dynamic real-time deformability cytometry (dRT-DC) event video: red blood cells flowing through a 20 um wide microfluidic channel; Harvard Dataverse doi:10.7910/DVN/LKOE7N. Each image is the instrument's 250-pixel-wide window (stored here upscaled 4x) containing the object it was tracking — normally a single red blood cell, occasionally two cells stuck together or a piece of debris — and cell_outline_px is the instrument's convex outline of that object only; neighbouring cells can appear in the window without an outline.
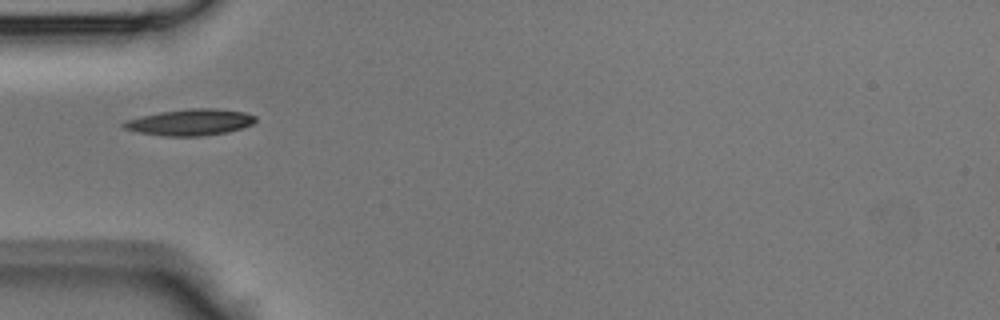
{"species": "Egyptian fruit bat (a non-hibernating species)", "species_latin": "Rousettus aegyptiacus", "temperature_condition": "room temperature", "stored_images_in_passage": 31, "camera_frame_rate_fps": 3000, "um_per_image_px": 0.085, "animal": {"sex": "male"}, "frame": {"image": 1, "passage_image": 1, "time_ms": 0.0, "image_size_px": [1000, 320], "cell_outline_px": [[256, 120], [252, 124], [228, 132], [204, 136], [164, 136], [136, 132], [124, 128], [120, 124], [124, 120], [140, 116], [160, 112], [192, 108], [212, 108], [244, 112], [256, 116]], "centroid_in_image_um": [16.12, 10.4], "position_along_channel_um": 68.9, "area_um2": 20.29}}
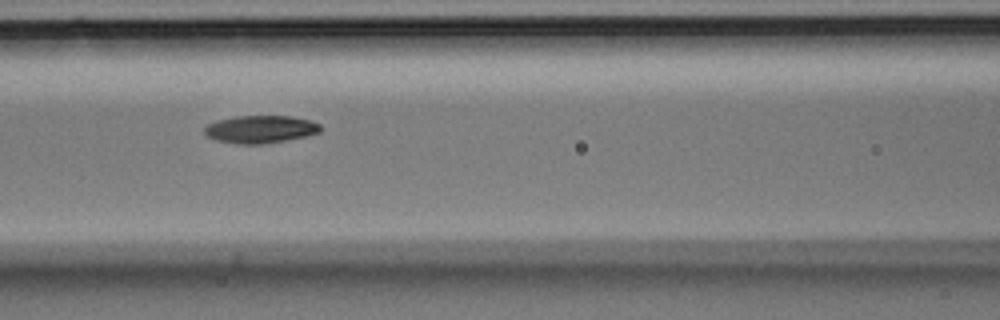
{"frame": {"image": 2, "passage_image": 6, "time_ms": 1.667, "image_size_px": [1000, 320], "cell_outline_px": [[320, 132], [304, 136], [264, 144], [236, 144], [216, 140], [208, 136], [204, 132], [204, 128], [208, 124], [216, 120], [236, 116], [292, 116], [308, 120], [320, 124]], "centroid_in_image_um": [22.1, 10.98], "position_along_channel_um": 144.5, "area_um2": 18.55}}
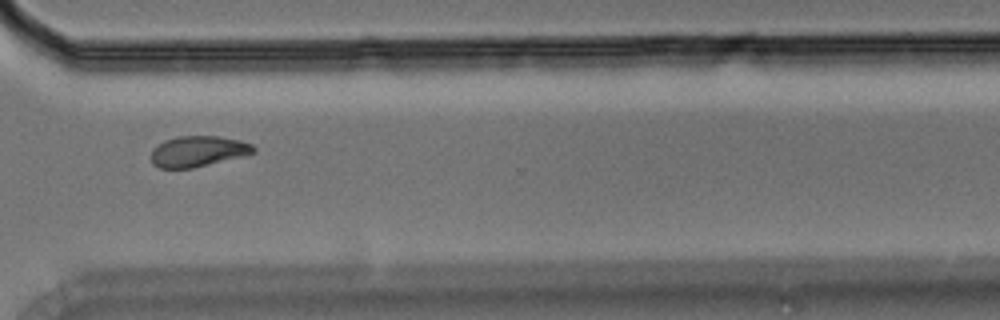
{"frame": {"image": 3, "passage_image": 20, "time_ms": 6.333, "image_size_px": [1000, 320], "cell_outline_px": [[256, 152], [244, 156], [192, 168], [160, 168], [152, 164], [152, 148], [164, 140], [176, 136], [216, 136], [240, 140], [252, 144], [256, 148]], "centroid_in_image_um": [16.84, 12.86], "position_along_channel_um": 353.8, "area_um2": 18.44}}